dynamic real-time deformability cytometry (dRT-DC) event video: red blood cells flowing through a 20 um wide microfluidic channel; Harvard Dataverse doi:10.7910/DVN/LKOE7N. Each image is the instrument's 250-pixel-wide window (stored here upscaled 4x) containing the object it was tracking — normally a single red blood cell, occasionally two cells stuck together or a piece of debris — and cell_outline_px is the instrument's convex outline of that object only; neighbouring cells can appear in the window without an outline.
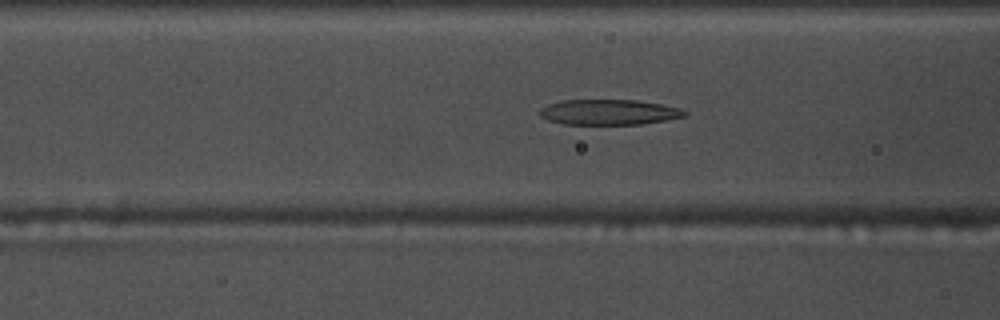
{"species": "common noctule bat (a hibernating species)", "species_latin": "Nyctalus noctula", "temperature_condition": "warm", "stored_images_in_passage": 54, "camera_frame_rate_fps": 3000, "um_per_image_px": 0.085, "animal": {"sex": "male", "body_mass_g": 17.5, "forearm_length_mm": 52.3}, "frame": {"image": 1, "passage_image": 20, "time_ms": 6.333, "image_size_px": [1000, 320], "cell_outline_px": [[688, 112], [684, 116], [664, 120], [640, 124], [564, 124], [548, 120], [540, 116], [540, 108], [548, 104], [560, 100], [636, 100], [660, 104], [680, 108]], "centroid_in_image_um": [51.72, 9.53], "position_along_channel_um": 114.9, "area_um2": 21.27}}
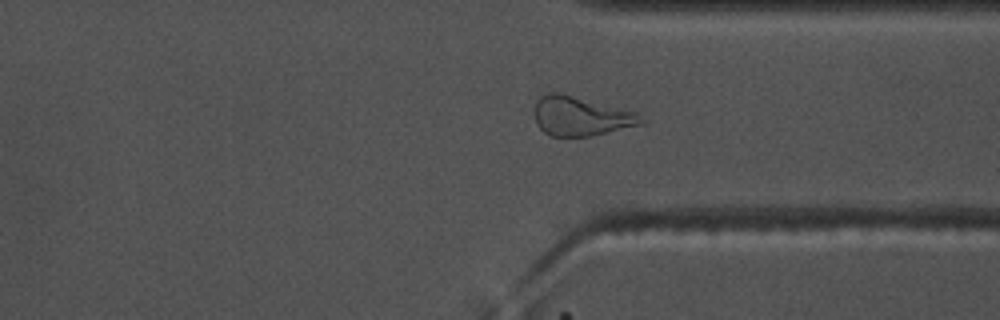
{"frame": {"image": 2, "passage_image": 40, "time_ms": 13.0, "image_size_px": [1000, 320], "cell_outline_px": [[648, 120], [640, 124], [592, 136], [552, 136], [544, 132], [536, 124], [536, 100], [540, 96], [548, 92], [556, 92], [636, 112]], "centroid_in_image_um": [49.37, 9.88], "position_along_channel_um": 362.0, "area_um2": 23.99}}
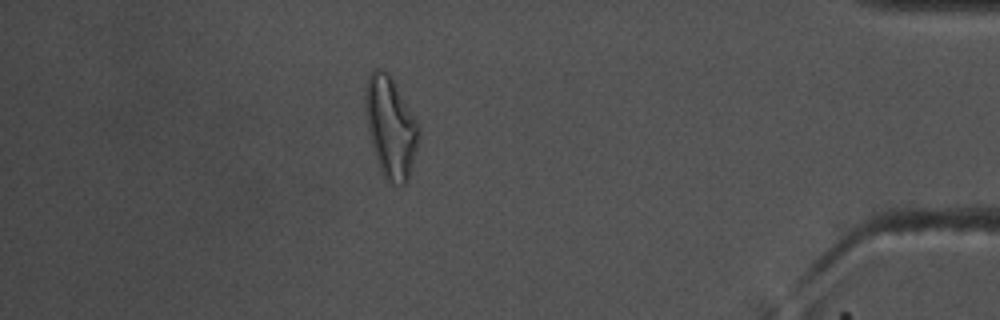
{"frame": {"image": 3, "passage_image": 47, "time_ms": 15.333, "image_size_px": [1000, 320], "cell_outline_px": [[420, 136], [408, 184], [400, 188], [384, 180], [376, 160], [372, 148], [364, 108], [364, 88], [368, 76], [376, 68], [380, 68], [388, 72], [392, 76], [420, 124]], "centroid_in_image_um": [33.22, 10.84], "position_along_channel_um": 402.0, "area_um2": 32.66}, "authors_computed_cell_mechanics": {"area_um2": 24.0448, "velocity_mm_per_s": 3.7141, "shape_relaxation_time_tau1_ms": 7.2885, "shape_relaxation_time_tau2_ms": 1.8489, "deformation_change_tau1": 0.2458, "deformation_change_tau2": 0.1273}}